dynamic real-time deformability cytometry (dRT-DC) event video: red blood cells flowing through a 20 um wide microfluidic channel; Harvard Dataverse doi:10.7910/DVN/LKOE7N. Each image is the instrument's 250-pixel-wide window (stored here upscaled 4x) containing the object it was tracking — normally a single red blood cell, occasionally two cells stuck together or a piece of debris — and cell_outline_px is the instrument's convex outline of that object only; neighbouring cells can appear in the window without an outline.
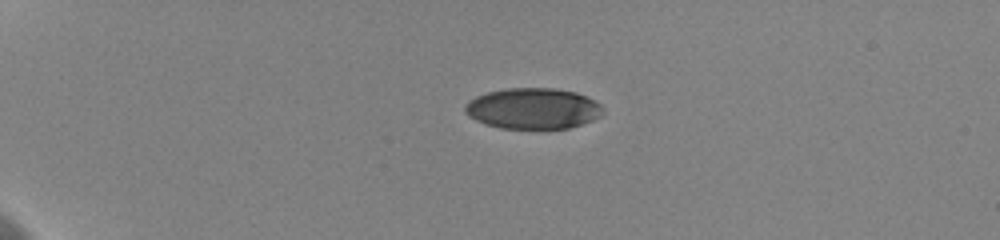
{"species": "human", "species_latin": "Homo sapiens", "temperature_condition": "cold", "stored_images_in_passage": 40, "camera_frame_rate_fps": 3000, "um_per_image_px": 0.085, "donor": {"sex": "female"}, "frame": {"image": 1, "passage_image": 1, "time_ms": 0.0, "image_size_px": [1000, 240], "cell_outline_px": [[604, 112], [600, 116], [592, 120], [568, 128], [500, 128], [484, 124], [468, 116], [464, 112], [464, 104], [468, 100], [476, 96], [488, 92], [508, 88], [552, 88], [576, 92], [600, 104], [604, 108]], "centroid_in_image_um": [45.27, 9.22], "position_along_channel_um": 39.7, "area_um2": 32.83}}
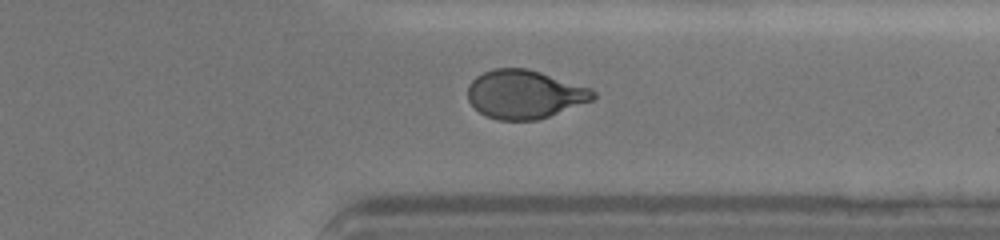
{"frame": {"image": 2, "passage_image": 33, "time_ms": 11.0, "image_size_px": [1000, 240], "cell_outline_px": [[596, 96], [592, 100], [548, 116], [536, 120], [500, 120], [488, 116], [480, 112], [468, 100], [468, 84], [476, 76], [484, 72], [496, 68], [528, 68], [592, 88], [596, 92]], "centroid_in_image_um": [44.59, 8.0], "position_along_channel_um": 366.8, "area_um2": 35.26}}
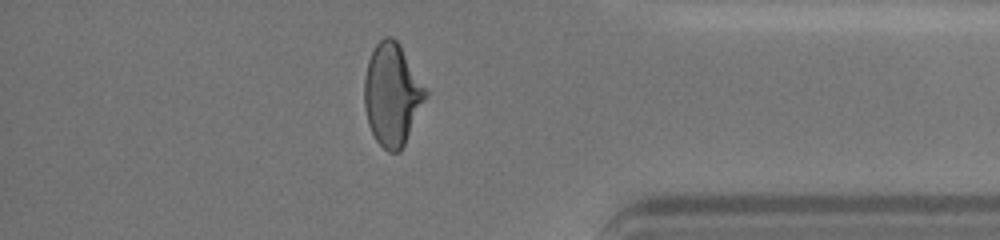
{"frame": {"image": 3, "passage_image": 37, "time_ms": 12.333, "image_size_px": [1000, 240], "cell_outline_px": [[428, 96], [400, 152], [388, 152], [376, 140], [368, 124], [364, 108], [364, 80], [368, 60], [376, 44], [384, 36], [392, 36], [400, 44], [428, 92]], "centroid_in_image_um": [33.33, 8.03], "position_along_channel_um": 401.9, "area_um2": 36.41}, "authors_computed_cell_mechanics": {"area_um2": 36.125, "velocity_mm_per_s": 3.627, "shape_relaxation_time_tau1_ms": 4.5037, "shape_relaxation_time_tau2_ms": 1.927, "deformation_change_tau1": 0.1798, "deformation_change_tau2": 0.0698}}